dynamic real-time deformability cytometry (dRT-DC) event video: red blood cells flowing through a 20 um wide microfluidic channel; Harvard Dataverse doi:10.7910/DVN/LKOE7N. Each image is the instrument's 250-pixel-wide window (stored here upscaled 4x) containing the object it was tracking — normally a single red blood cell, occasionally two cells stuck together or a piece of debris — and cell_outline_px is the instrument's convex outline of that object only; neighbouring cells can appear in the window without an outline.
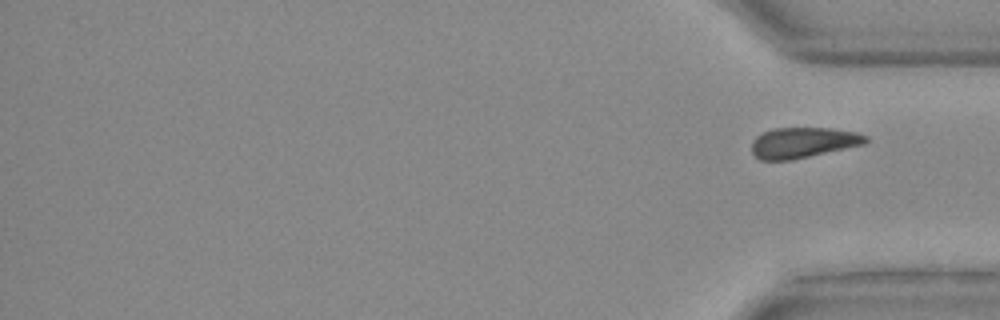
{"species": "Egyptian fruit bat (a non-hibernating species)", "species_latin": "Rousettus aegyptiacus", "temperature_condition": "warm", "stored_images_in_passage": 28, "segment_of_instrument_passage": [2, 2], "camera_frame_rate_fps": 3000, "um_per_image_px": 0.085, "animal": {"sex": "female"}, "frame": {"image": 1, "passage_image": 28, "time_ms": 9.0, "image_size_px": [1000, 320], "cell_outline_px": [[868, 140], [864, 144], [792, 160], [760, 160], [752, 152], [752, 140], [756, 136], [772, 128], [832, 128], [856, 132], [868, 136]], "centroid_in_image_um": [68.25, 12.11], "position_along_channel_um": 366.9, "area_um2": 20.29}}